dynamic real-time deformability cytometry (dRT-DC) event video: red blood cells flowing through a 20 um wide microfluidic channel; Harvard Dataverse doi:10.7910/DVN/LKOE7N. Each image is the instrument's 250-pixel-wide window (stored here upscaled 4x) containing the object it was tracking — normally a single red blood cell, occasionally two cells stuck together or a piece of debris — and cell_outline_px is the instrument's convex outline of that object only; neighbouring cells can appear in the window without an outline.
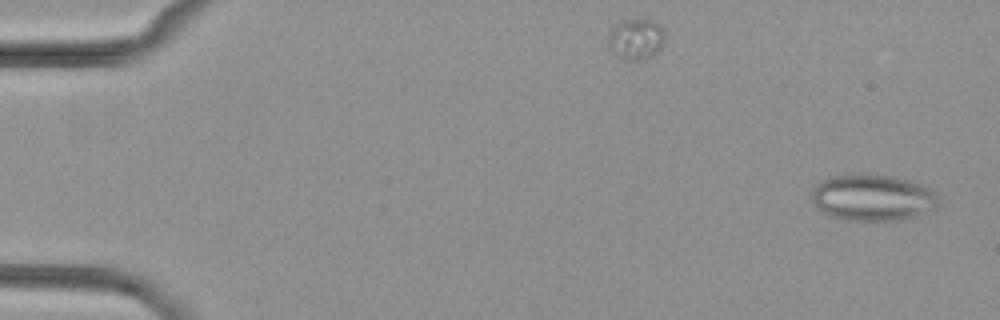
{"species": "common noctule bat (a hibernating species)", "species_latin": "Nyctalus noctula", "temperature_condition": "cold", "stored_images_in_passage": 5, "camera_frame_rate_fps": 3000, "um_per_image_px": 0.085, "animal": {"sex": "female", "body_mass_g": 29.2, "forearm_length_mm": 56.3}, "frame": {"image": 1, "passage_image": 1, "time_ms": 0.0, "image_size_px": [1000, 320], "cell_outline_px": [[940, 204], [936, 208], [904, 220], [848, 220], [832, 216], [816, 208], [812, 200], [812, 188], [820, 180], [832, 176], [892, 176], [908, 180], [920, 184], [936, 192], [940, 200]], "centroid_in_image_um": [74.2, 16.82], "position_along_channel_um": 10.8, "area_um2": 33.93}}